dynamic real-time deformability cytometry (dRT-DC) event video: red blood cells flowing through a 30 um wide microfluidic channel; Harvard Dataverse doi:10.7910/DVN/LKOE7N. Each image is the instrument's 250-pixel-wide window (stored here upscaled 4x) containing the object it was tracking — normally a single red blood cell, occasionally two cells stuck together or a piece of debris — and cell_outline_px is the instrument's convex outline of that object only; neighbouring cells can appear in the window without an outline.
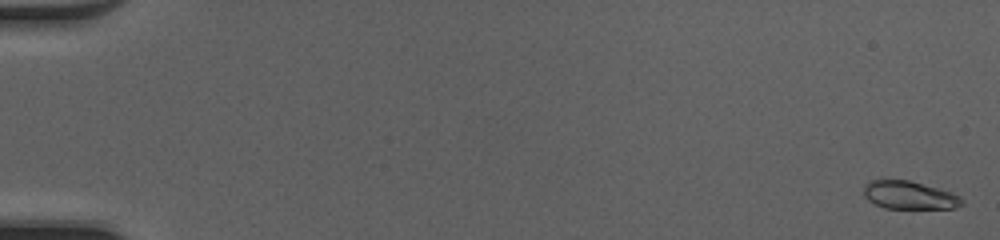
{"species": "common noctule bat (a hibernating species)", "species_latin": "Nyctalus noctula", "temperature_condition": "cold", "stored_images_in_passage": 50, "camera_frame_rate_fps": 3000, "um_per_image_px": 0.085, "animal": {"sex": "female", "body_mass_g": 20.0, "forearm_length_mm": 54.0}, "frame": {"image": 1, "passage_image": 1, "time_ms": 0.0, "image_size_px": [1000, 240], "cell_outline_px": [[964, 204], [952, 208], [884, 208], [868, 200], [864, 196], [864, 184], [868, 180], [908, 180], [952, 192], [960, 196], [964, 200]], "centroid_in_image_um": [77.29, 16.59], "position_along_channel_um": 7.7, "area_um2": 16.01}}
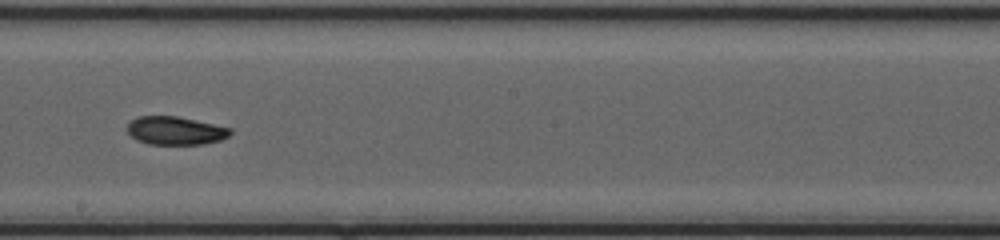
{"frame": {"image": 2, "passage_image": 30, "time_ms": 9.667, "image_size_px": [1000, 240], "cell_outline_px": [[232, 132], [228, 136], [220, 140], [204, 144], [148, 144], [136, 140], [128, 132], [128, 124], [132, 120], [140, 116], [176, 116], [232, 128]], "centroid_in_image_um": [14.92, 11.11], "position_along_channel_um": 233.3, "area_um2": 16.82}}
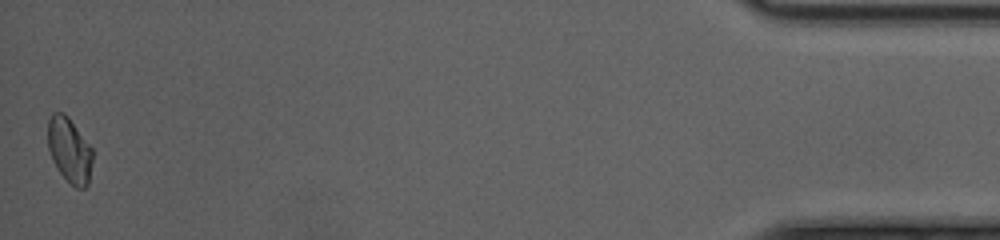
{"frame": {"image": 3, "passage_image": 50, "time_ms": 16.333, "image_size_px": [1000, 240], "cell_outline_px": [[92, 160], [88, 184], [84, 188], [76, 188], [60, 172], [52, 160], [48, 148], [48, 120], [52, 112], [64, 112], [68, 116], [92, 148]], "centroid_in_image_um": [5.89, 12.73], "position_along_channel_um": 429.3, "area_um2": 16.82}, "authors_computed_cell_mechanics": {"area_um2": 16.9643, "velocity_mm_per_s": 4.2226, "shape_relaxation_time_tau1_ms": 5.0935, "shape_relaxation_time_tau2_ms": 3.1761, "deformation_change_tau1": 0.1533, "deformation_change_tau2": 0.0717}}